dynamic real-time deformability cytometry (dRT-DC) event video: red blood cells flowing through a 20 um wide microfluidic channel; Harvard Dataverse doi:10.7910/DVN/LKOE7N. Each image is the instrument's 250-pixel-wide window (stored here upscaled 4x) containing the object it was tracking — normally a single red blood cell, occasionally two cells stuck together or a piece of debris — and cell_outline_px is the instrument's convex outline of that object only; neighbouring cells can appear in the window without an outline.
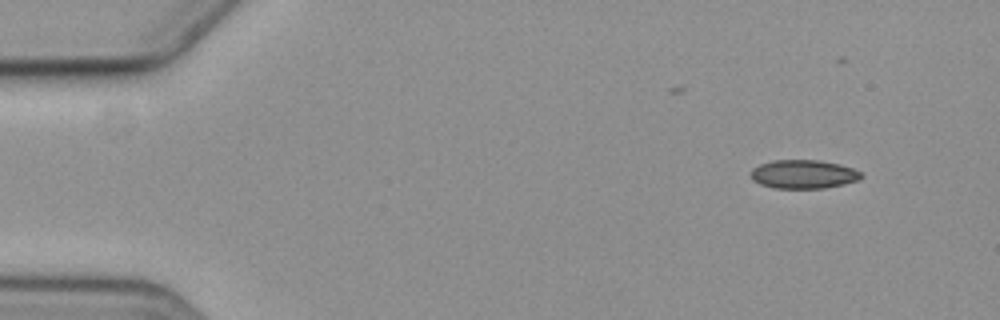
{"species": "common noctule bat (a hibernating species)", "species_latin": "Nyctalus noctula", "temperature_condition": "cold", "stored_images_in_passage": 3, "camera_frame_rate_fps": 3000, "um_per_image_px": 0.085, "animal": {"sex": "female", "body_mass_g": 19.3, "forearm_length_mm": 54.1}, "frame": {"image": 1, "passage_image": 1, "time_ms": 0.0, "image_size_px": [1000, 320], "cell_outline_px": [[864, 176], [860, 180], [844, 184], [824, 188], [772, 188], [760, 184], [752, 180], [752, 168], [760, 164], [772, 160], [820, 160], [840, 164], [852, 168], [860, 172]], "centroid_in_image_um": [68.31, 14.81], "position_along_channel_um": 16.7, "area_um2": 18.55}}